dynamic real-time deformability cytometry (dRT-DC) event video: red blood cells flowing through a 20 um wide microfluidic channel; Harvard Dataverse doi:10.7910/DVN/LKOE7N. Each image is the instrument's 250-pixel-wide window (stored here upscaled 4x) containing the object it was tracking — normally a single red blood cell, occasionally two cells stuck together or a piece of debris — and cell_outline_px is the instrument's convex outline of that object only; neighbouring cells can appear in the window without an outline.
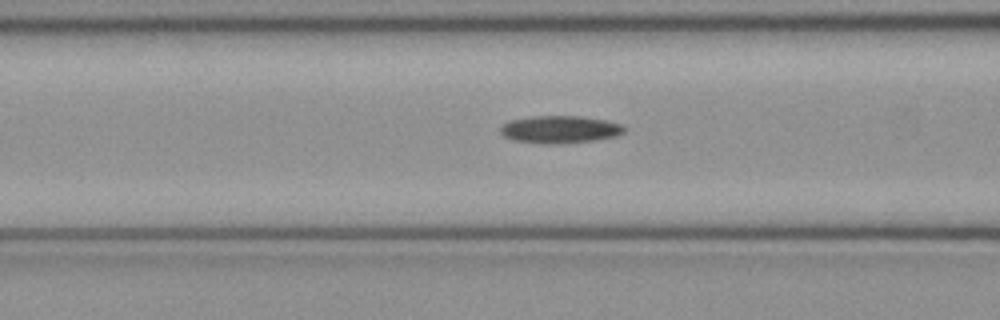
{"species": "common noctule bat (a hibernating species)", "species_latin": "Nyctalus noctula", "temperature_condition": "cold", "stored_images_in_passage": 20, "camera_frame_rate_fps": 3000, "um_per_image_px": 0.085, "animal": {"sex": "female", "body_mass_g": 21.9}, "frame": {"image": 1, "passage_image": 9, "time_ms": 2.667, "image_size_px": [1000, 320], "cell_outline_px": [[624, 132], [616, 136], [592, 140], [544, 144], [512, 140], [504, 136], [500, 132], [500, 128], [504, 124], [512, 120], [532, 116], [580, 116], [604, 120], [624, 124]], "centroid_in_image_um": [47.58, 10.99], "position_along_channel_um": 119.0, "area_um2": 19.54}}
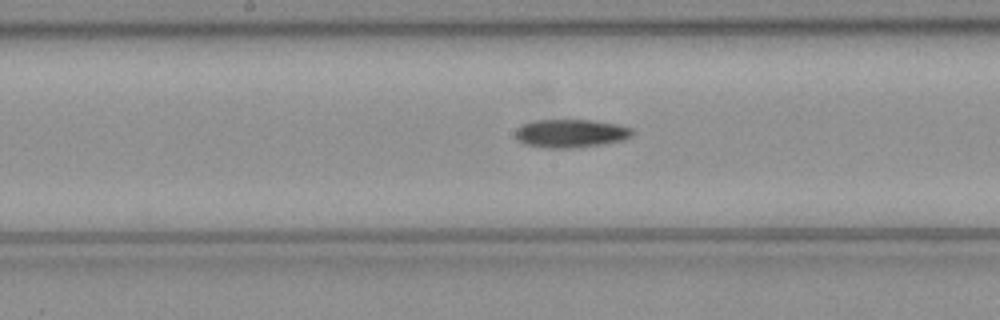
{"frame": {"image": 2, "passage_image": 15, "time_ms": 4.667, "image_size_px": [1000, 320], "cell_outline_px": [[632, 136], [624, 140], [600, 144], [568, 148], [548, 148], [524, 144], [516, 140], [516, 128], [520, 124], [532, 120], [592, 120], [616, 124], [632, 128]], "centroid_in_image_um": [48.46, 11.33], "position_along_channel_um": 199.7, "area_um2": 19.31}}
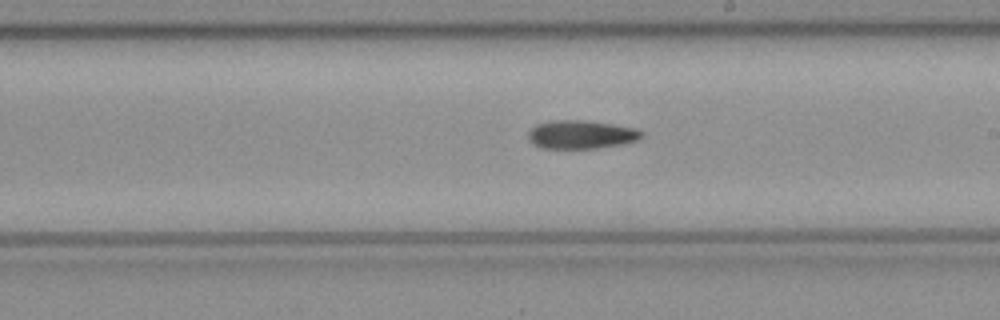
{"frame": {"image": 3, "passage_image": 18, "time_ms": 5.667, "image_size_px": [1000, 320], "cell_outline_px": [[644, 136], [640, 140], [624, 144], [596, 148], [540, 148], [532, 144], [528, 140], [528, 132], [536, 124], [552, 120], [584, 120], [612, 124], [636, 128], [644, 132]], "centroid_in_image_um": [49.42, 11.44], "position_along_channel_um": 239.6, "area_um2": 19.07}}